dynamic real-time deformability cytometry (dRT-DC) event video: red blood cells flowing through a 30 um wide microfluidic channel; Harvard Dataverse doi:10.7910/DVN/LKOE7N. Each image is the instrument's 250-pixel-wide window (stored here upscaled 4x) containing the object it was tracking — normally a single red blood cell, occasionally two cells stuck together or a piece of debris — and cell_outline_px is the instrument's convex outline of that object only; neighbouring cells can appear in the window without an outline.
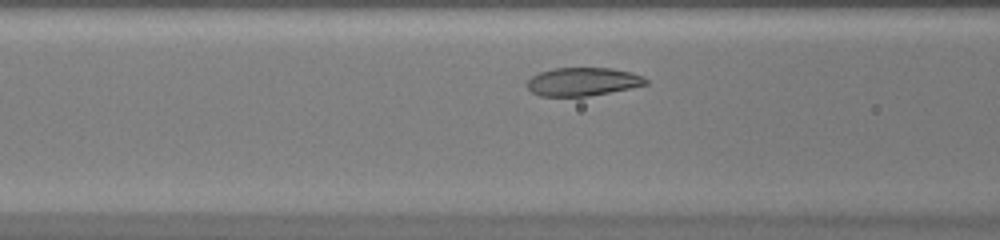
{"species": "common noctule bat (a hibernating species)", "species_latin": "Nyctalus noctula", "temperature_condition": "warm", "stored_images_in_passage": 28, "camera_frame_rate_fps": 3000, "um_per_image_px": 0.085, "animal": {"sex": "female", "body_mass_g": 20.0, "forearm_length_mm": 54.0}, "frame": {"image": 1, "passage_image": 7, "time_ms": 2.0, "image_size_px": [1000, 240], "cell_outline_px": [[648, 84], [588, 96], [540, 96], [532, 92], [524, 84], [532, 76], [540, 72], [556, 68], [612, 68], [632, 72], [644, 76], [648, 80]], "centroid_in_image_um": [49.53, 6.94], "position_along_channel_um": 117.1, "area_um2": 19.54}}
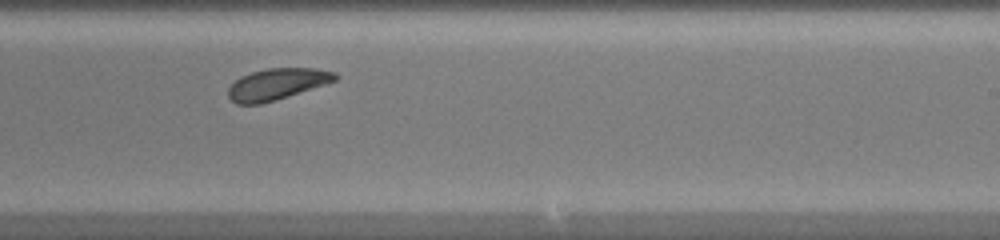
{"frame": {"image": 2, "passage_image": 17, "time_ms": 5.333, "image_size_px": [1000, 240], "cell_outline_px": [[340, 76], [336, 80], [276, 100], [260, 104], [236, 104], [228, 96], [228, 88], [240, 76], [252, 72], [268, 68], [312, 68], [336, 72]], "centroid_in_image_um": [23.53, 7.14], "position_along_channel_um": 265.5, "area_um2": 19.36}}
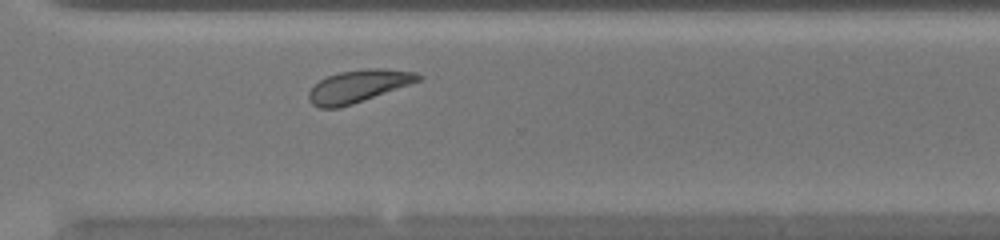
{"frame": {"image": 3, "passage_image": 22, "time_ms": 7.0, "image_size_px": [1000, 240], "cell_outline_px": [[424, 76], [420, 80], [352, 104], [336, 108], [320, 108], [312, 104], [308, 100], [308, 92], [320, 80], [328, 76], [340, 72], [368, 68], [380, 68], [416, 72]], "centroid_in_image_um": [30.44, 7.32], "position_along_channel_um": 340.2, "area_um2": 20.35}}